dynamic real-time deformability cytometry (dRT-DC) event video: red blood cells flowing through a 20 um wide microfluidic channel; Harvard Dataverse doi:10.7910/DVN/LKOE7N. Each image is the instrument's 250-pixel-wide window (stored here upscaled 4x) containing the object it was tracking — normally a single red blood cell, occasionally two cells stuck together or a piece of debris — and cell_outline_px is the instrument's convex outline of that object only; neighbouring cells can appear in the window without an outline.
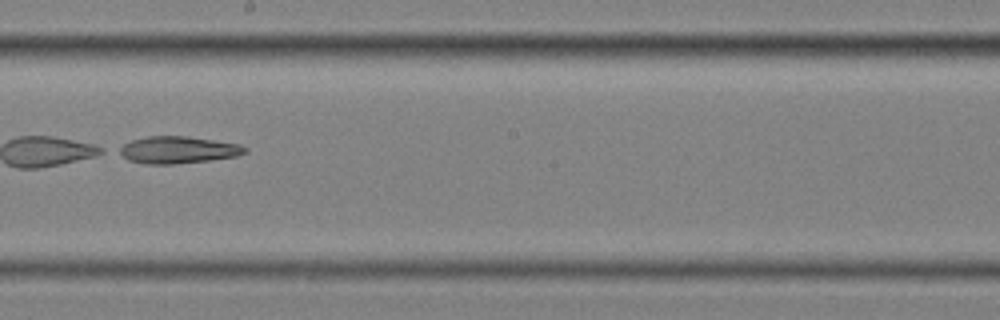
{"species": "common noctule bat (a hibernating species)", "species_latin": "Nyctalus noctula", "temperature_condition": "cold", "stored_images_in_passage": 55, "camera_frame_rate_fps": 3000, "um_per_image_px": 0.085, "animal": {"sex": "female", "body_mass_g": 25.1}, "frame": {"image": 1, "passage_image": 32, "time_ms": 10.333, "image_size_px": [1000, 320], "cell_outline_px": [[248, 152], [236, 156], [208, 160], [172, 164], [144, 164], [128, 160], [116, 152], [116, 148], [132, 140], [148, 136], [188, 136], [240, 144], [248, 148]], "centroid_in_image_um": [15.09, 12.74], "position_along_channel_um": 233.1, "area_um2": 19.94}}